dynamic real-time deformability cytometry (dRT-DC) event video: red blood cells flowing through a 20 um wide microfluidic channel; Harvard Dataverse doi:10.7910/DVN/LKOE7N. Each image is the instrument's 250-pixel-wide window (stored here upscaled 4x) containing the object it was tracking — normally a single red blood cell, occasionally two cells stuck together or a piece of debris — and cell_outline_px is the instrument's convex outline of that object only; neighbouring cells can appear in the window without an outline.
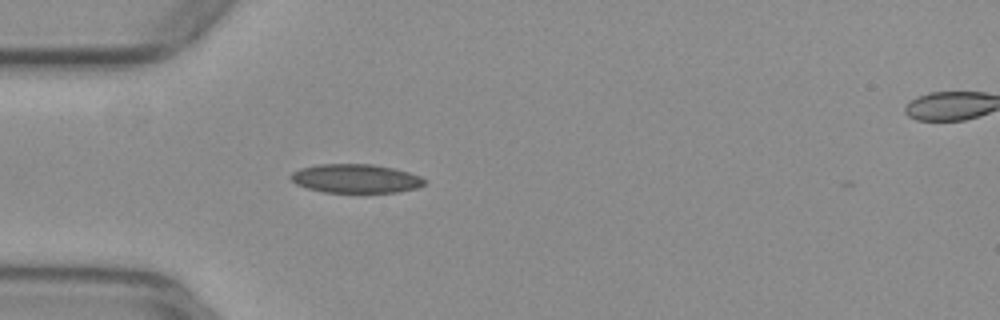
{"species": "common noctule bat (a hibernating species)", "species_latin": "Nyctalus noctula", "temperature_condition": "warm", "stored_images_in_passage": 38, "camera_frame_rate_fps": 3000, "um_per_image_px": 0.085, "animal": {"sex": "female", "body_mass_g": 29.2, "forearm_length_mm": 56.3}, "frame": {"image": 1, "passage_image": 1, "time_ms": 0.0, "image_size_px": [1000, 320], "cell_outline_px": [[424, 184], [416, 188], [400, 192], [324, 192], [308, 188], [296, 184], [288, 176], [292, 172], [300, 168], [320, 164], [372, 164], [392, 168], [408, 172], [420, 176], [424, 180]], "centroid_in_image_um": [30.2, 15.17], "position_along_channel_um": 54.8, "area_um2": 22.31}}
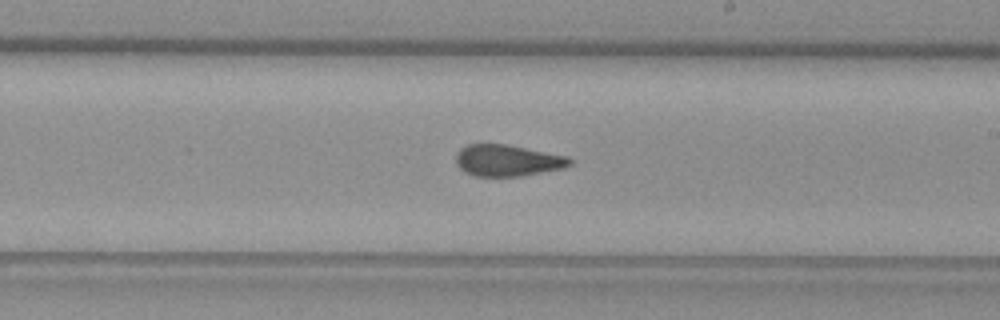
{"frame": {"image": 2, "passage_image": 16, "time_ms": 5.0, "image_size_px": [1000, 320], "cell_outline_px": [[572, 164], [564, 168], [524, 176], [476, 176], [464, 172], [456, 164], [456, 152], [460, 148], [468, 144], [504, 144], [568, 156], [572, 160]], "centroid_in_image_um": [43.13, 13.65], "position_along_channel_um": 245.9, "area_um2": 20.98}}
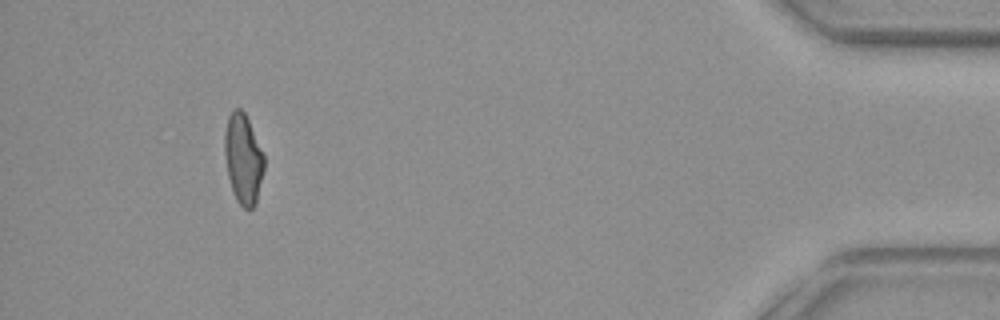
{"frame": {"image": 3, "passage_image": 34, "time_ms": 11.0, "image_size_px": [1000, 320], "cell_outline_px": [[264, 168], [256, 204], [252, 208], [244, 208], [236, 200], [228, 176], [224, 152], [224, 132], [228, 116], [232, 108], [240, 108], [244, 112], [248, 120], [264, 156]], "centroid_in_image_um": [20.65, 13.48], "position_along_channel_um": 414.5, "area_um2": 20.58}, "authors_computed_cell_mechanics": {"area_um2": 21.4727, "velocity_mm_per_s": 3.9573, "shape_relaxation_time_tau1_ms": null, "shape_relaxation_time_tau2_ms": 1.7389, "deformation_change_tau1": null, "deformation_change_tau2": 0.094}}